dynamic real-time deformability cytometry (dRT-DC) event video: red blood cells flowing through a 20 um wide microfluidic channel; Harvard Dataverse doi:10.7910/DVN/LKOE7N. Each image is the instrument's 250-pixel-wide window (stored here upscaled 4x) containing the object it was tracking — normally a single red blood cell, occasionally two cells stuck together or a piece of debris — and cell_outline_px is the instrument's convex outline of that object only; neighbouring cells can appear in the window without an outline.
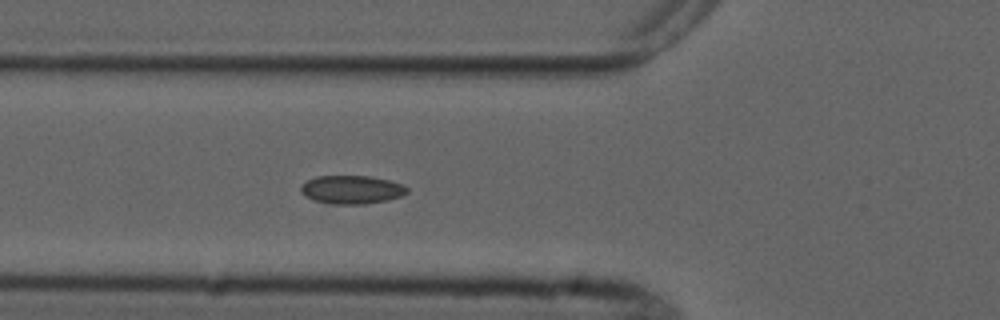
{"species": "common noctule bat (a hibernating species)", "species_latin": "Nyctalus noctula", "temperature_condition": "cold", "stored_images_in_passage": 5, "camera_frame_rate_fps": 3000, "um_per_image_px": 0.085, "animal": {"sex": "male", "forearm_length_mm": 52.5}, "frame": {"image": 1, "passage_image": 5, "time_ms": 4.667, "image_size_px": [1000, 320], "cell_outline_px": [[408, 192], [400, 196], [388, 200], [368, 204], [328, 204], [312, 200], [304, 196], [300, 192], [300, 188], [308, 180], [316, 176], [368, 176], [388, 180], [404, 184], [408, 188]], "centroid_in_image_um": [29.89, 16.13], "position_along_channel_um": 95.9, "area_um2": 17.74}}